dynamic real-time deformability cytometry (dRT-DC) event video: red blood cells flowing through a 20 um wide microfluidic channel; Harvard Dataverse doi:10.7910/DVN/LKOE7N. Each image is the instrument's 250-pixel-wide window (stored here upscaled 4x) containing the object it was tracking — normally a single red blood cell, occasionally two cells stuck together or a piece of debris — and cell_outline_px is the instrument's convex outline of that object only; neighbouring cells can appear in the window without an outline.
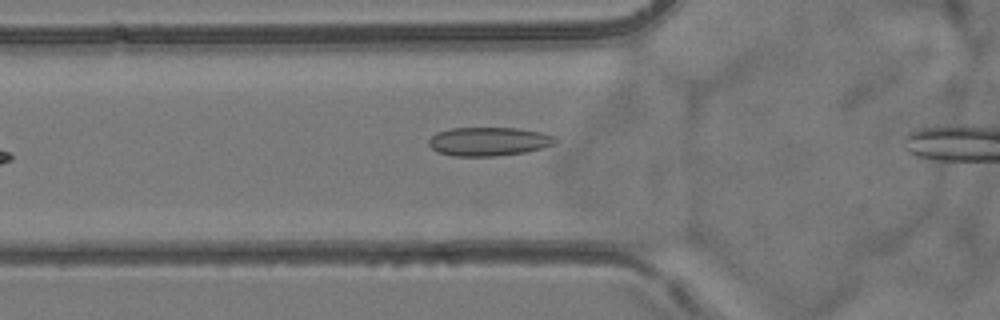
{"species": "common noctule bat (a hibernating species)", "species_latin": "Nyctalus noctula", "temperature_condition": "room temperature", "stored_images_in_passage": 8, "camera_frame_rate_fps": 3000, "um_per_image_px": 0.085, "animal": {"sex": "female", "body_mass_g": 24.6, "forearm_length_mm": 56.2}, "frame": {"image": 1, "passage_image": 7, "time_ms": 8.0, "image_size_px": [1000, 320], "cell_outline_px": [[560, 140], [556, 144], [524, 152], [496, 156], [452, 156], [436, 152], [428, 144], [428, 140], [436, 132], [452, 128], [516, 128], [540, 132], [556, 136]], "centroid_in_image_um": [41.54, 12.03], "position_along_channel_um": 84.3, "area_um2": 21.33}}